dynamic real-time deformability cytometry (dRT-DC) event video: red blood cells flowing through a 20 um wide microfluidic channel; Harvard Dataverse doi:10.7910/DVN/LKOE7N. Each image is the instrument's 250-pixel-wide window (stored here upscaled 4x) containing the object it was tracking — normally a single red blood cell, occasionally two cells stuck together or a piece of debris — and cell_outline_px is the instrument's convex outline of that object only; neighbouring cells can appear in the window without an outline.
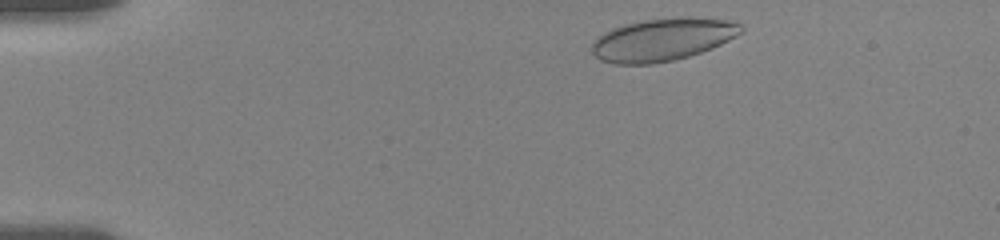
{"species": "human", "species_latin": "Homo sapiens", "temperature_condition": "room temperature", "stored_images_in_passage": 48, "camera_frame_rate_fps": 3000, "um_per_image_px": 0.085, "donor": {"sex": "female"}, "frame": {"image": 1, "passage_image": 2, "time_ms": 0.333, "image_size_px": [1000, 240], "cell_outline_px": [[744, 32], [712, 48], [688, 56], [672, 60], [652, 64], [616, 64], [600, 60], [592, 52], [592, 44], [604, 32], [612, 28], [624, 24], [644, 20], [688, 16], [724, 20], [740, 24], [744, 28]], "centroid_in_image_um": [56.32, 3.36], "position_along_channel_um": 28.7, "area_um2": 36.82}}
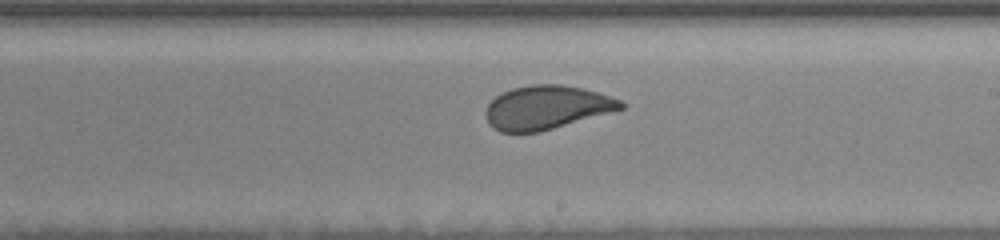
{"frame": {"image": 2, "passage_image": 26, "time_ms": 8.333, "image_size_px": [1000, 240], "cell_outline_px": [[624, 108], [540, 132], [500, 132], [492, 128], [488, 124], [484, 112], [488, 104], [496, 96], [512, 88], [532, 84], [560, 84], [584, 88], [620, 100], [624, 104]], "centroid_in_image_um": [46.41, 9.13], "position_along_channel_um": 242.6, "area_um2": 34.28}}
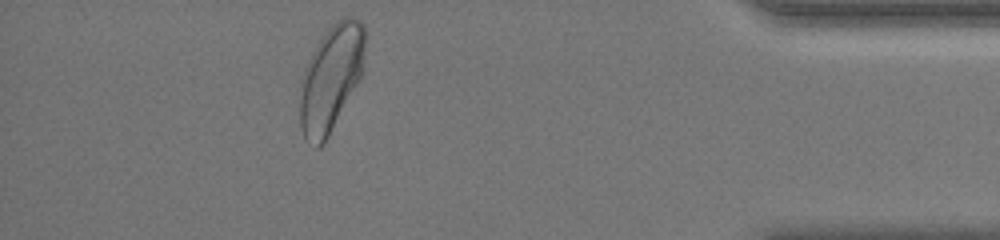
{"frame": {"image": 3, "passage_image": 43, "time_ms": 14.0, "image_size_px": [1000, 240], "cell_outline_px": [[364, 60], [360, 80], [324, 144], [320, 148], [316, 148], [304, 140], [300, 124], [300, 80], [304, 68], [316, 44], [328, 28], [332, 24], [344, 16], [352, 16], [360, 20], [364, 24]], "centroid_in_image_um": [28.12, 6.67], "position_along_channel_um": 407.1, "area_um2": 40.75}, "authors_computed_cell_mechanics": {"area_um2": 36.414, "velocity_mm_per_s": 3.5947, "shape_relaxation_time_tau1_ms": 4.5372, "shape_relaxation_time_tau2_ms": null, "deformation_change_tau1": 0.1105, "deformation_change_tau2": null}}